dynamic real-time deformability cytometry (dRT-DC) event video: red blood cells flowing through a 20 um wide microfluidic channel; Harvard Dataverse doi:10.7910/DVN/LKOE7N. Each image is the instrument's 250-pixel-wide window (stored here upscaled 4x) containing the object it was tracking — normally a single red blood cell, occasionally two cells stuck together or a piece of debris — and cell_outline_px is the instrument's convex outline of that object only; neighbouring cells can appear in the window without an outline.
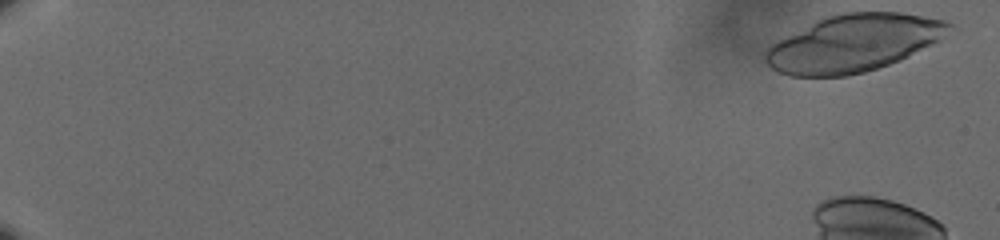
{"species": "human", "species_latin": "Homo sapiens", "temperature_condition": "cold", "stored_images_in_passage": 15, "camera_frame_rate_fps": 3000, "um_per_image_px": 0.085, "donor": {"sex": "male"}, "frame": {"image": 1, "passage_image": 1, "time_ms": 0.0, "image_size_px": [1000, 240], "cell_outline_px": [[952, 24], [944, 36], [900, 60], [864, 72], [848, 76], [788, 76], [772, 68], [764, 60], [764, 52], [772, 44], [816, 20], [828, 16], [844, 12], [900, 12], [924, 16], [944, 20]], "centroid_in_image_um": [72.51, 3.67], "position_along_channel_um": 12.5, "area_um2": 60.4}}